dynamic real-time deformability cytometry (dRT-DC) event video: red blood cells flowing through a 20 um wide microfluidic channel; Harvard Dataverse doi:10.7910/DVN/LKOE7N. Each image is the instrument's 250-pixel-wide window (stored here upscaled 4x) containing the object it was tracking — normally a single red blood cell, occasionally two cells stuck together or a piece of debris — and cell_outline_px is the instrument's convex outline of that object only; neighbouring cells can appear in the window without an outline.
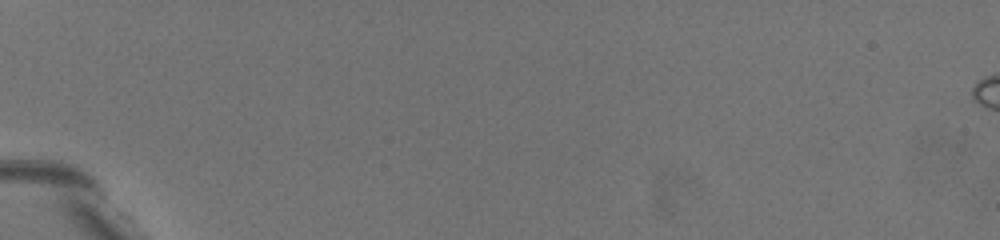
{"species": "common noctule bat (a hibernating species)", "species_latin": "Nyctalus noctula", "temperature_condition": "warm", "stored_images_in_passage": 2, "camera_frame_rate_fps": 3000, "um_per_image_px": 0.085, "animal": {"sex": "female", "body_mass_g": 19.5, "forearm_length_mm": 54.1}, "frame": {"image": 1, "passage_image": 1, "time_ms": 0.0, "image_size_px": [1000, 240], "cell_outline_px": [[180, 212], [172, 208], [156, 196], [120, 168], [100, 140], [104, 136], [120, 140], [136, 148], [180, 200]], "centroid_in_image_um": [11.94, 14.48], "position_along_channel_um": 73.1, "area_um2": 13.18}}